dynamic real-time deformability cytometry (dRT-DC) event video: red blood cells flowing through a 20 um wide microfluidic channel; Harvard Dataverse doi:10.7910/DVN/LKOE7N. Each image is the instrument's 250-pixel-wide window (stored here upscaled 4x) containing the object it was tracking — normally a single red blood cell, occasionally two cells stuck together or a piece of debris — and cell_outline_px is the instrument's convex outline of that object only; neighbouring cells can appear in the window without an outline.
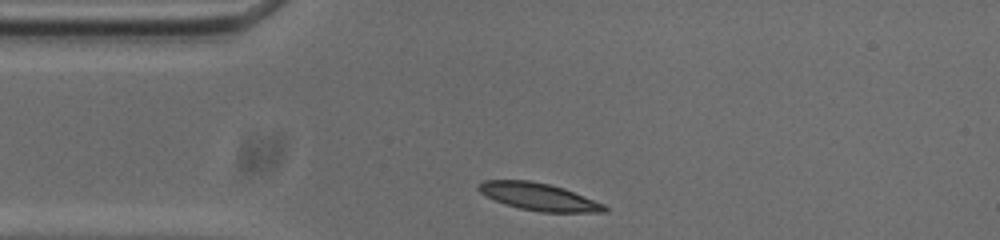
{"species": "common noctule bat (a hibernating species)", "species_latin": "Nyctalus noctula", "temperature_condition": "cold", "stored_images_in_passage": 32, "camera_frame_rate_fps": 3000, "um_per_image_px": 0.085, "animal": {"sex": "male", "body_mass_g": 20.0, "forearm_length_mm": 53.3}, "frame": {"image": 1, "passage_image": 1, "time_ms": 0.0, "image_size_px": [1000, 240], "cell_outline_px": [[608, 212], [540, 212], [520, 208], [504, 204], [480, 192], [476, 188], [484, 180], [528, 180], [548, 184], [564, 188], [604, 204], [608, 208]], "centroid_in_image_um": [45.81, 16.73], "position_along_channel_um": 39.2, "area_um2": 19.88}}
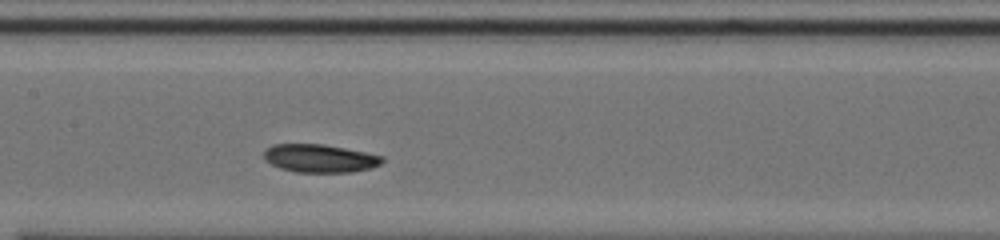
{"frame": {"image": 2, "passage_image": 14, "time_ms": 4.333, "image_size_px": [1000, 240], "cell_outline_px": [[384, 160], [380, 164], [372, 168], [348, 172], [296, 172], [280, 168], [264, 160], [264, 148], [272, 144], [324, 144], [384, 156]], "centroid_in_image_um": [27.15, 13.45], "position_along_channel_um": 180.2, "area_um2": 19.42}}
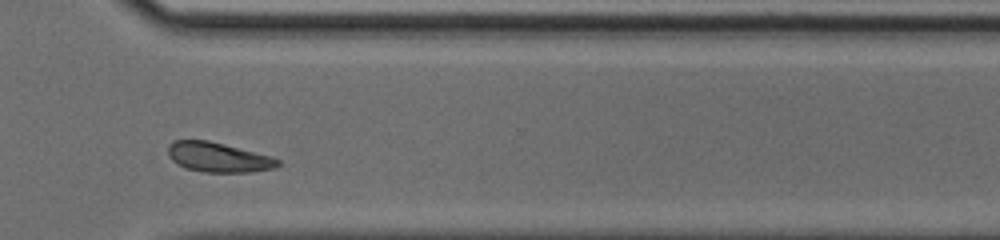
{"frame": {"image": 3, "passage_image": 28, "time_ms": 9.0, "image_size_px": [1000, 240], "cell_outline_px": [[280, 164], [276, 168], [252, 172], [204, 172], [184, 168], [172, 160], [168, 156], [168, 148], [176, 140], [208, 140], [272, 156], [280, 160]], "centroid_in_image_um": [18.59, 13.38], "position_along_channel_um": 352.0, "area_um2": 19.02}, "authors_computed_cell_mechanics": {"area_um2": 19.5942, "velocity_mm_per_s": 3.6736, "shape_relaxation_time_tau1_ms": 3.2589, "shape_relaxation_time_tau2_ms": null, "deformation_change_tau1": 0.1143, "deformation_change_tau2": null}}